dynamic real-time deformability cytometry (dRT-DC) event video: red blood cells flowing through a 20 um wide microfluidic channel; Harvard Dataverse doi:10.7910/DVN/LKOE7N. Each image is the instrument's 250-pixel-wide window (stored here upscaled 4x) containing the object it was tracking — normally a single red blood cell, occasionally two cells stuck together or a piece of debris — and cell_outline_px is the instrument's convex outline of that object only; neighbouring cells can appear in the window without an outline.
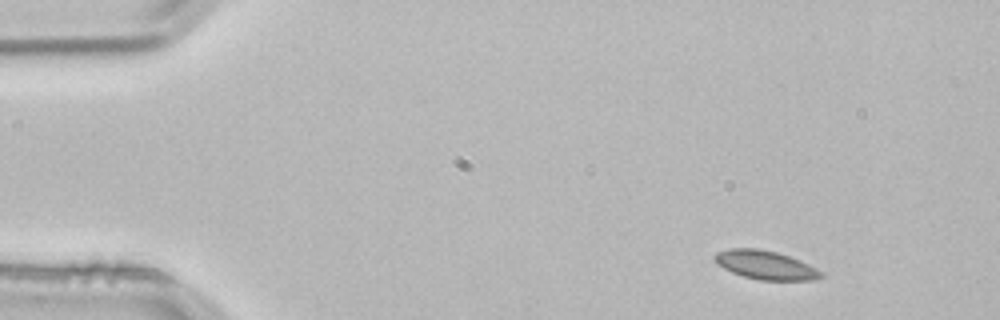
{"species": "common noctule bat (a hibernating species)", "species_latin": "Nyctalus noctula", "temperature_condition": "room temperature", "stored_images_in_passage": 3, "camera_frame_rate_fps": 3000, "um_per_image_px": 0.085, "animal": {"sex": "male", "body_mass_g": 21.5, "forearm_length_mm": 52.0}, "frame": {"image": 1, "passage_image": 1, "time_ms": 0.0, "image_size_px": [1000, 320], "cell_outline_px": [[824, 276], [816, 280], [760, 280], [744, 276], [732, 272], [716, 264], [712, 256], [716, 252], [728, 248], [756, 248], [776, 252], [788, 256], [808, 264], [824, 272]], "centroid_in_image_um": [65.05, 22.52], "position_along_channel_um": 20.0, "area_um2": 17.86}}